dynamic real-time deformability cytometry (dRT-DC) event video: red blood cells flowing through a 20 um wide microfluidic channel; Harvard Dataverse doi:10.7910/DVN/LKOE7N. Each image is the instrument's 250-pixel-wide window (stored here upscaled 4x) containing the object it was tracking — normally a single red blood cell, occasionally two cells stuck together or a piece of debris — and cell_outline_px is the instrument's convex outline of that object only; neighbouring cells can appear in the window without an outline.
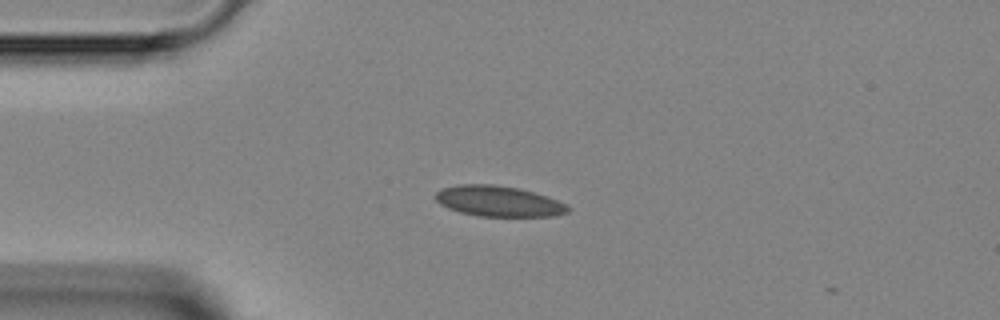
{"species": "Egyptian fruit bat (a non-hibernating species)", "species_latin": "Rousettus aegyptiacus", "temperature_condition": "room temperature", "stored_images_in_passage": 3, "camera_frame_rate_fps": 3000, "um_per_image_px": 0.085, "animal": {"sex": "female"}, "frame": {"image": 1, "passage_image": 1, "time_ms": 0.0, "image_size_px": [1000, 320], "cell_outline_px": [[572, 208], [568, 212], [552, 216], [480, 216], [460, 212], [448, 208], [440, 204], [436, 200], [436, 192], [444, 188], [460, 184], [492, 184], [520, 188], [548, 196], [568, 204]], "centroid_in_image_um": [42.43, 17.1], "position_along_channel_um": 42.6, "area_um2": 23.7}}